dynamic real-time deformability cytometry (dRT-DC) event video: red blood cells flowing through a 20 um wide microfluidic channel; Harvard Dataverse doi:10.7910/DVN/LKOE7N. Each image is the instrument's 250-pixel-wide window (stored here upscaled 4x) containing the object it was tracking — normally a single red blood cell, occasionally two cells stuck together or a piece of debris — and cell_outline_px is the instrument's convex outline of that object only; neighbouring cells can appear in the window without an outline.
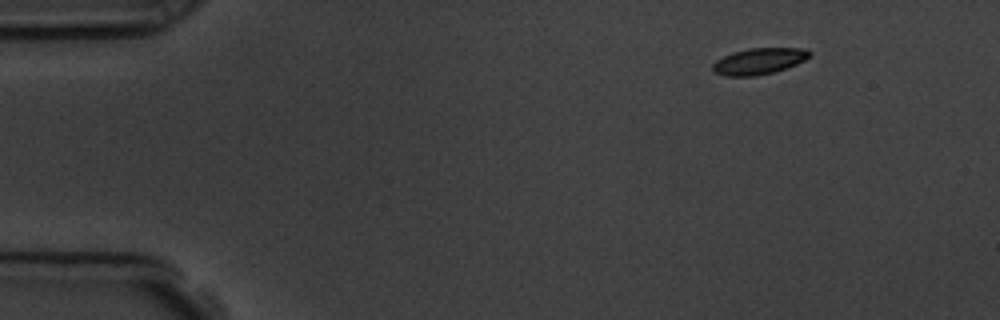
{"species": "common noctule bat (a hibernating species)", "species_latin": "Nyctalus noctula", "temperature_condition": "room temperature", "stored_images_in_passage": 4, "camera_frame_rate_fps": 3000, "um_per_image_px": 0.085, "animal": {"sex": "male", "body_mass_g": 19.5, "forearm_length_mm": 54.6}, "frame": {"image": 1, "passage_image": 1, "time_ms": 0.0, "image_size_px": [1000, 320], "cell_outline_px": [[812, 56], [796, 64], [772, 72], [756, 76], [724, 76], [716, 72], [712, 68], [712, 64], [716, 60], [732, 52], [748, 48], [804, 48], [812, 52]], "centroid_in_image_um": [64.52, 5.19], "position_along_channel_um": 20.5, "area_um2": 14.8}}
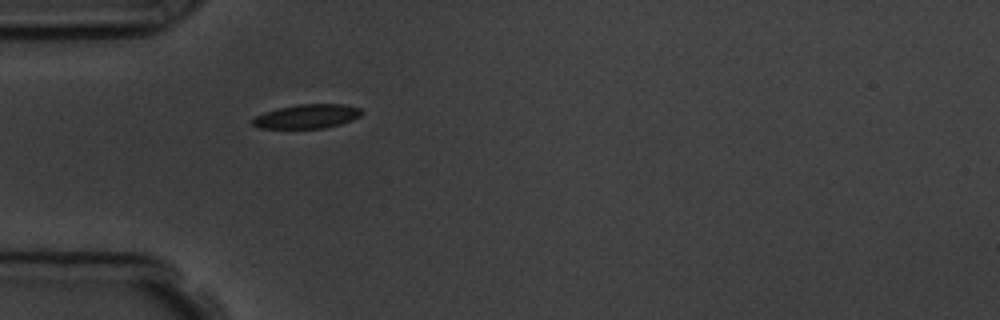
{"frame": {"image": 2, "passage_image": 4, "time_ms": 3.333, "image_size_px": [1000, 320], "cell_outline_px": [[364, 112], [360, 116], [352, 120], [340, 124], [324, 128], [260, 128], [252, 124], [248, 120], [264, 112], [280, 108], [300, 104], [344, 104], [360, 108]], "centroid_in_image_um": [26.1, 9.89], "position_along_channel_um": 58.9, "area_um2": 15.32}}